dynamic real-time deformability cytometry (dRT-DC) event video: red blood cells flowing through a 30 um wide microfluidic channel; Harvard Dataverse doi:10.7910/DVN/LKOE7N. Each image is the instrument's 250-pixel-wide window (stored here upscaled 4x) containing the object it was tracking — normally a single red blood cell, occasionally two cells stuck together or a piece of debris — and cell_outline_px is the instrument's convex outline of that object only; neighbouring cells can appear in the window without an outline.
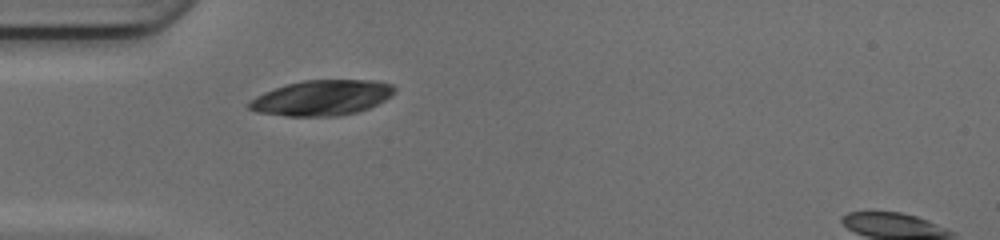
{"species": "common noctule bat (a hibernating species)", "species_latin": "Nyctalus noctula", "temperature_condition": "cold", "stored_images_in_passage": 33, "camera_frame_rate_fps": 3000, "um_per_image_px": 0.085, "animal": {"sex": "female", "body_mass_g": 17.0, "forearm_length_mm": 48.0}, "frame": {"image": 1, "passage_image": 1, "time_ms": 0.0, "image_size_px": [1000, 240], "cell_outline_px": [[396, 92], [392, 96], [368, 108], [356, 112], [340, 116], [284, 116], [256, 112], [248, 108], [248, 104], [256, 96], [264, 92], [288, 84], [304, 80], [376, 80], [392, 84], [396, 88]], "centroid_in_image_um": [27.39, 8.31], "position_along_channel_um": 57.6, "area_um2": 29.94}}
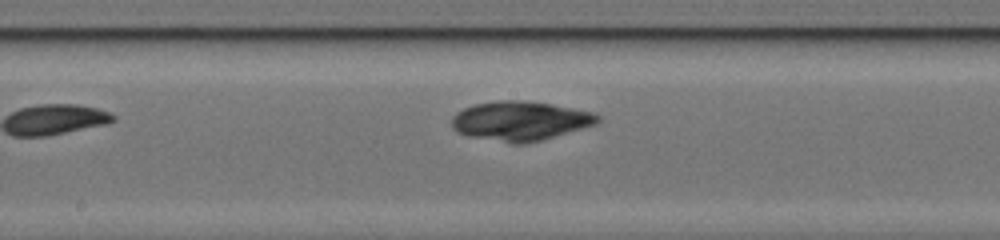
{"frame": {"image": 2, "passage_image": 12, "time_ms": 3.667, "image_size_px": [1000, 240], "cell_outline_px": [[600, 120], [596, 124], [544, 140], [528, 144], [512, 144], [468, 136], [456, 132], [452, 128], [452, 116], [456, 112], [464, 108], [476, 104], [496, 100], [520, 100], [548, 104], [572, 108], [592, 112], [600, 116]], "centroid_in_image_um": [44.19, 10.3], "position_along_channel_um": 204.0, "area_um2": 33.64}}
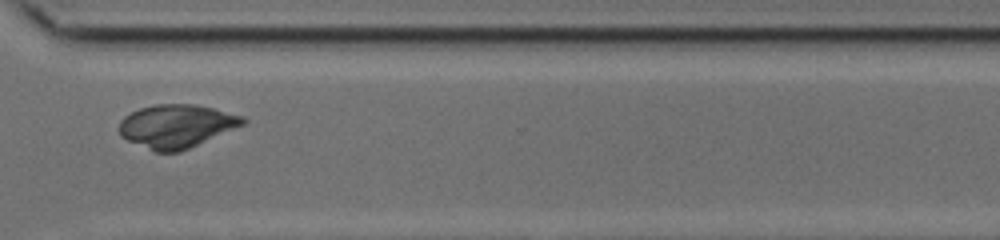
{"frame": {"image": 3, "passage_image": 23, "time_ms": 7.333, "image_size_px": [1000, 240], "cell_outline_px": [[248, 120], [244, 124], [180, 152], [156, 152], [128, 140], [120, 136], [120, 120], [124, 116], [140, 108], [156, 104], [196, 104], [244, 116]], "centroid_in_image_um": [15.0, 10.71], "position_along_channel_um": 355.6, "area_um2": 30.98}}